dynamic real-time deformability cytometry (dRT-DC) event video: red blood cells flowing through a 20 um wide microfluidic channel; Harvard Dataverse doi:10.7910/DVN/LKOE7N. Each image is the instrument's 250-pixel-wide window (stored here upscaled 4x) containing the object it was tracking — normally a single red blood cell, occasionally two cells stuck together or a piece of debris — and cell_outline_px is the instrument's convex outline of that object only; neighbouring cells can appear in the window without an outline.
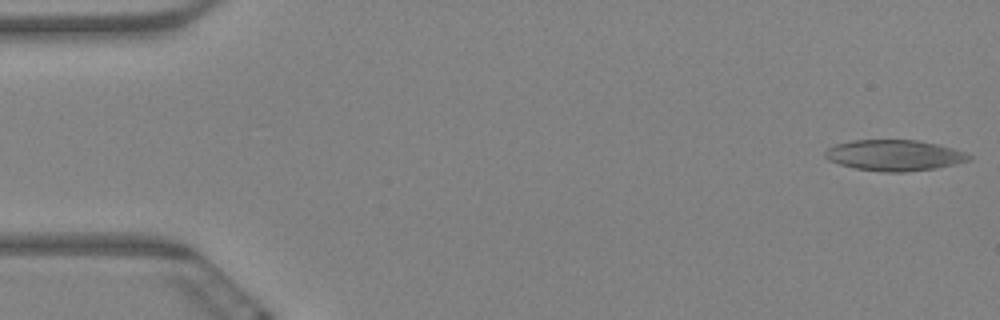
{"species": "Egyptian fruit bat (a non-hibernating species)", "species_latin": "Rousettus aegyptiacus", "temperature_condition": "warm", "stored_images_in_passage": 5, "camera_frame_rate_fps": 3000, "um_per_image_px": 0.085, "animal": {"sex": "female"}, "frame": {"image": 1, "passage_image": 1, "time_ms": 0.0, "image_size_px": [1000, 320], "cell_outline_px": [[972, 160], [936, 168], [904, 172], [884, 172], [856, 168], [840, 164], [828, 160], [824, 156], [824, 152], [828, 148], [836, 144], [852, 140], [916, 140], [936, 144], [952, 148], [964, 152], [972, 156]], "centroid_in_image_um": [76.01, 13.2], "position_along_channel_um": 9.0, "area_um2": 25.78}}
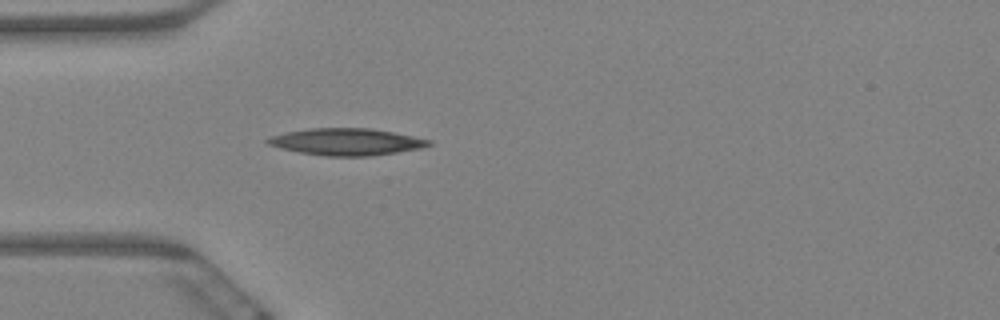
{"frame": {"image": 2, "passage_image": 5, "time_ms": 1.333, "image_size_px": [1000, 320], "cell_outline_px": [[432, 144], [420, 148], [396, 152], [368, 156], [328, 156], [300, 152], [268, 144], [264, 140], [272, 136], [288, 132], [308, 128], [372, 128], [432, 140]], "centroid_in_image_um": [29.47, 12.04], "position_along_channel_um": 55.5, "area_um2": 24.85}}